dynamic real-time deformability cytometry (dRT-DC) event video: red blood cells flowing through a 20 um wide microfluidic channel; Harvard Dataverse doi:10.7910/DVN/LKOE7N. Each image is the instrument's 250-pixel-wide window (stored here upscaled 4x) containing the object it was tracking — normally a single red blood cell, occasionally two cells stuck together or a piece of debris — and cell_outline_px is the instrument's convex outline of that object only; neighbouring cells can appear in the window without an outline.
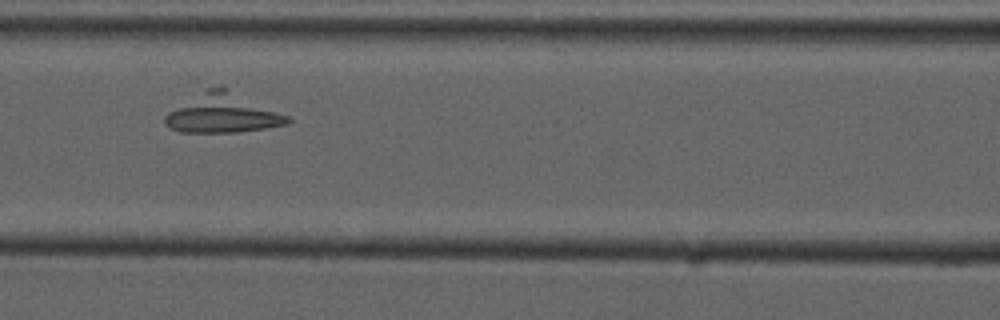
{"species": "common noctule bat (a hibernating species)", "species_latin": "Nyctalus noctula", "temperature_condition": "cold", "stored_images_in_passage": 8, "camera_frame_rate_fps": 3000, "um_per_image_px": 0.085, "animal": {"sex": "male", "forearm_length_mm": 52.5}, "frame": {"image": 1, "passage_image": 4, "time_ms": 3.667, "image_size_px": [1000, 320], "cell_outline_px": [[292, 120], [288, 124], [264, 128], [236, 132], [180, 132], [168, 128], [164, 124], [164, 116], [168, 112], [208, 88], [220, 84], [288, 116]], "centroid_in_image_um": [18.92, 9.63], "position_along_channel_um": 147.7, "area_um2": 27.8}}
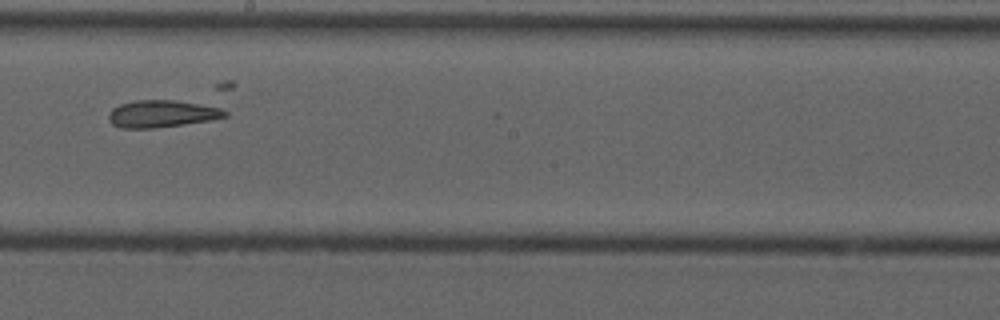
{"frame": {"image": 2, "passage_image": 6, "time_ms": 6.0, "image_size_px": [1000, 320], "cell_outline_px": [[228, 116], [212, 120], [156, 128], [120, 128], [112, 124], [108, 120], [108, 112], [112, 108], [120, 104], [132, 100], [176, 100], [200, 104], [220, 108], [228, 112]], "centroid_in_image_um": [13.73, 9.67], "position_along_channel_um": 234.5, "area_um2": 18.61}}
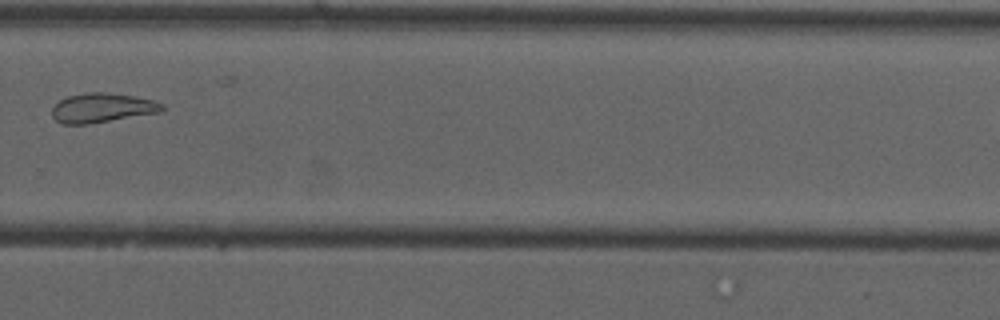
{"frame": {"image": 3, "passage_image": 8, "time_ms": 8.333, "image_size_px": [1000, 320], "cell_outline_px": [[164, 108], [160, 112], [88, 124], [64, 124], [56, 120], [52, 116], [52, 108], [60, 100], [68, 96], [88, 92], [108, 92], [132, 96], [152, 100], [164, 104]], "centroid_in_image_um": [8.67, 9.16], "position_along_channel_um": 321.1, "area_um2": 18.67}}